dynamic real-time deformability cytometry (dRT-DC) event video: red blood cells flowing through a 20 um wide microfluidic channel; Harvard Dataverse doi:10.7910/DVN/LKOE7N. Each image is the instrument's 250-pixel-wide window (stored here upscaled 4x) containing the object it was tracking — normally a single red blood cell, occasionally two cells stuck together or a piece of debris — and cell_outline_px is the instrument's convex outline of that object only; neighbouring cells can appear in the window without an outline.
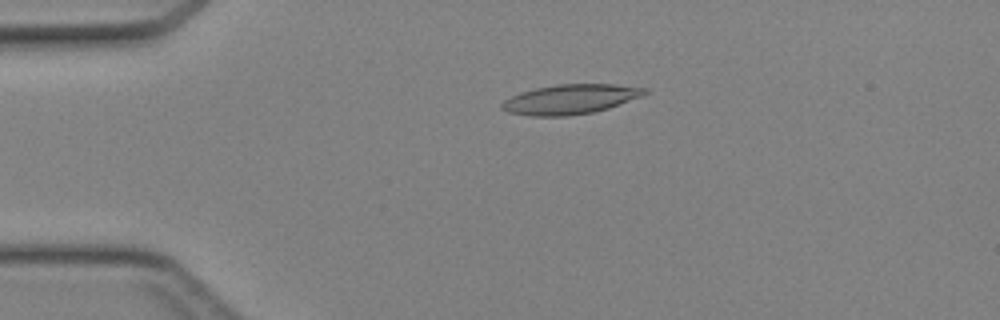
{"species": "Egyptian fruit bat (a non-hibernating species)", "species_latin": "Rousettus aegyptiacus", "temperature_condition": "cold", "stored_images_in_passage": 45, "camera_frame_rate_fps": 3000, "um_per_image_px": 0.085, "animal": {"sex": "female"}, "frame": {"image": 1, "passage_image": 10, "time_ms": 3.0, "image_size_px": [1000, 320], "cell_outline_px": [[648, 92], [644, 96], [608, 108], [592, 112], [568, 116], [528, 116], [508, 112], [500, 108], [500, 104], [504, 100], [520, 92], [536, 88], [556, 84], [616, 84], [648, 88]], "centroid_in_image_um": [48.49, 8.43], "position_along_channel_um": 36.5, "area_um2": 24.91}}
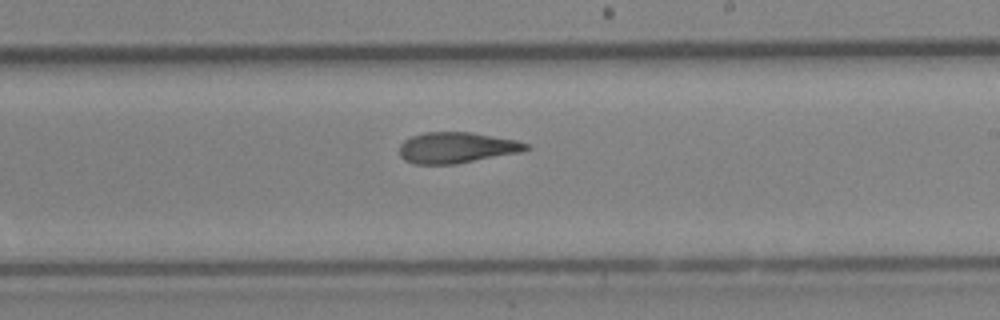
{"frame": {"image": 2, "passage_image": 27, "time_ms": 8.667, "image_size_px": [1000, 320], "cell_outline_px": [[532, 148], [524, 152], [456, 164], [416, 164], [404, 160], [400, 156], [400, 144], [404, 140], [412, 136], [424, 132], [468, 132], [516, 140], [528, 144]], "centroid_in_image_um": [38.84, 12.56], "position_along_channel_um": 250.2, "area_um2": 22.95}}
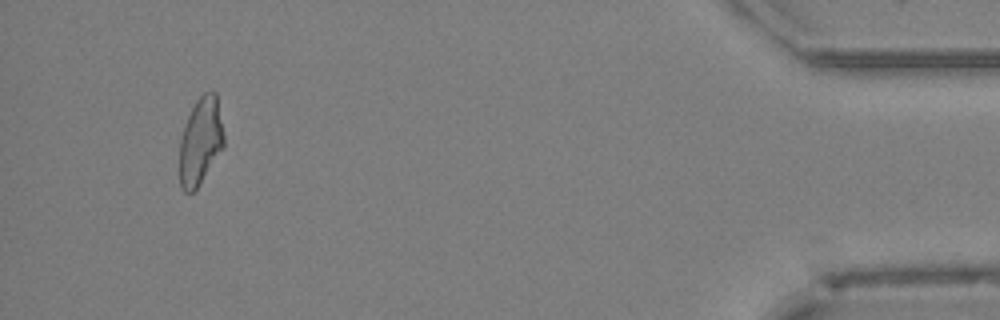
{"frame": {"image": 3, "passage_image": 43, "time_ms": 14.0, "image_size_px": [1000, 320], "cell_outline_px": [[224, 148], [200, 184], [192, 192], [184, 192], [180, 188], [180, 140], [188, 116], [196, 100], [204, 92], [216, 92], [224, 136]], "centroid_in_image_um": [17.05, 12.02], "position_along_channel_um": 418.1, "area_um2": 22.48}}